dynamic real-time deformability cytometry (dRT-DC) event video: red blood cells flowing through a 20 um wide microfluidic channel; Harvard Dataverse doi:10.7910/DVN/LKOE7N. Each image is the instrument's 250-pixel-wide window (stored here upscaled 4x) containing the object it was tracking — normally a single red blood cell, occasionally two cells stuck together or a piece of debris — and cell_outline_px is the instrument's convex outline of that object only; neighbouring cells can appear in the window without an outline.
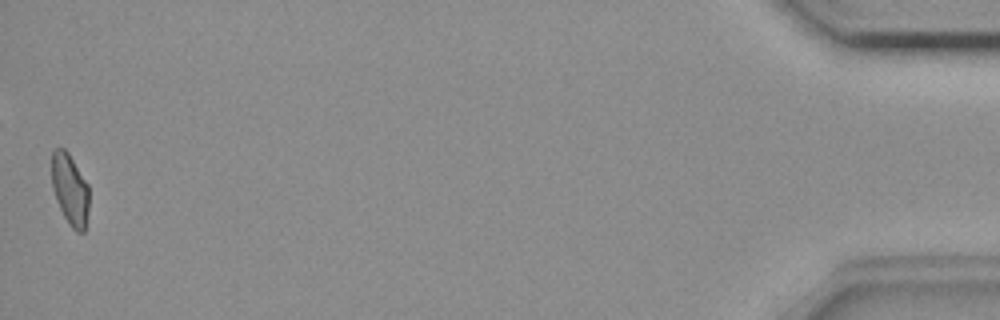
{"species": "common noctule bat (a hibernating species)", "species_latin": "Nyctalus noctula", "temperature_condition": "room temperature", "stored_images_in_passage": 46, "camera_frame_rate_fps": 3000, "um_per_image_px": 0.085, "animal": {"sex": "female", "body_mass_g": 18.4}, "frame": {"image": 1, "passage_image": 46, "time_ms": 15.0, "image_size_px": [1000, 320], "cell_outline_px": [[88, 208], [84, 232], [76, 232], [72, 228], [64, 216], [56, 200], [52, 188], [52, 152], [56, 148], [64, 148], [68, 152], [88, 184]], "centroid_in_image_um": [5.94, 16.09], "position_along_channel_um": 429.3, "area_um2": 15.37}, "authors_computed_cell_mechanics": {"area_um2": 16.473, "velocity_mm_per_s": 3.6786, "shape_relaxation_time_tau1_ms": null, "shape_relaxation_time_tau2_ms": 2.1869, "deformation_change_tau1": null, "deformation_change_tau2": 0.0682}}